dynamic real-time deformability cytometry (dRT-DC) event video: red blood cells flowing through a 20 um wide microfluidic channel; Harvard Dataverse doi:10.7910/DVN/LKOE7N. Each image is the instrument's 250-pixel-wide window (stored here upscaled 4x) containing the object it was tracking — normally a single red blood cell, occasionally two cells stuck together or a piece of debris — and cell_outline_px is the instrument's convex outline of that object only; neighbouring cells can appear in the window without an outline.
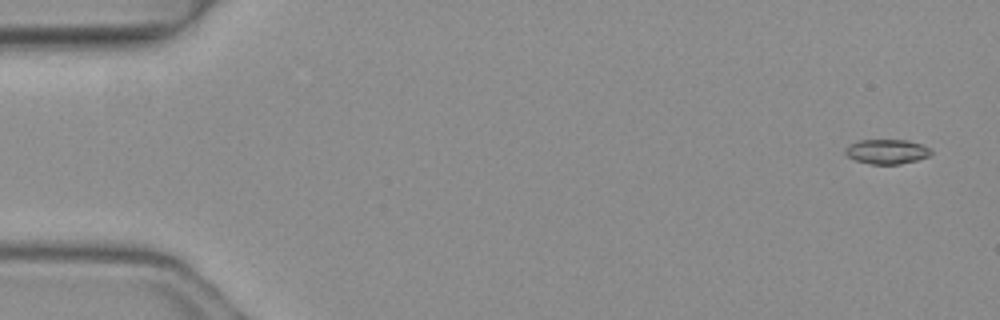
{"species": "common noctule bat (a hibernating species)", "species_latin": "Nyctalus noctula", "temperature_condition": "warm", "stored_images_in_passage": 4, "camera_frame_rate_fps": 3000, "um_per_image_px": 0.085, "animal": {"sex": "female", "body_mass_g": 19.3, "forearm_length_mm": 54.1}, "frame": {"image": 1, "passage_image": 1, "time_ms": 0.0, "image_size_px": [1000, 320], "cell_outline_px": [[932, 152], [928, 156], [916, 160], [900, 164], [872, 164], [856, 160], [848, 156], [844, 152], [844, 148], [848, 144], [860, 140], [908, 140], [920, 144], [928, 148]], "centroid_in_image_um": [75.34, 12.88], "position_along_channel_um": 9.7, "area_um2": 12.2}}